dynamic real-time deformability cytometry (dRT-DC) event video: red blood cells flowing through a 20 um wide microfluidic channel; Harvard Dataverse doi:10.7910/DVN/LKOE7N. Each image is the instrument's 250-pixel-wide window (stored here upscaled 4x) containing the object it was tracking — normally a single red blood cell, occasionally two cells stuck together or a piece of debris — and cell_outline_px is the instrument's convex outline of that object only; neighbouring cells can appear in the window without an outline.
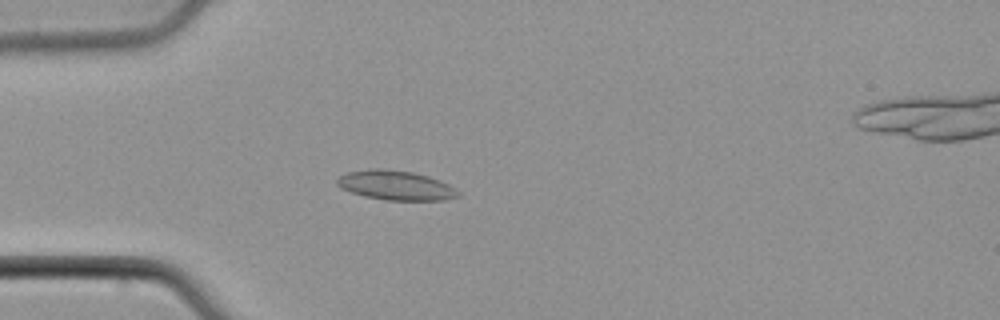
{"species": "common noctule bat (a hibernating species)", "species_latin": "Nyctalus noctula", "temperature_condition": "cold", "stored_images_in_passage": 51, "camera_frame_rate_fps": 3000, "um_per_image_px": 0.085, "animal": {"sex": "male", "body_mass_g": 21.5, "forearm_length_mm": 52.0}, "frame": {"image": 1, "passage_image": 15, "time_ms": 4.667, "image_size_px": [1000, 320], "cell_outline_px": [[460, 196], [444, 200], [384, 200], [364, 196], [340, 188], [336, 184], [336, 180], [340, 176], [348, 172], [372, 168], [380, 168], [412, 172], [428, 176], [440, 180], [448, 184], [460, 192]], "centroid_in_image_um": [33.64, 15.75], "position_along_channel_um": 51.4, "area_um2": 20.81}}
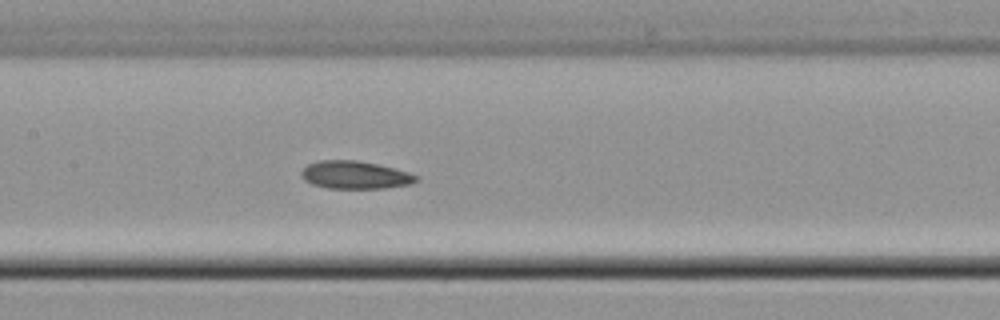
{"frame": {"image": 2, "passage_image": 25, "time_ms": 8.0, "image_size_px": [1000, 320], "cell_outline_px": [[420, 176], [416, 180], [408, 184], [384, 188], [328, 188], [312, 184], [304, 180], [300, 176], [300, 172], [308, 164], [320, 160], [356, 160], [376, 164], [408, 172]], "centroid_in_image_um": [30.13, 14.87], "position_along_channel_um": 177.3, "area_um2": 18.44}}
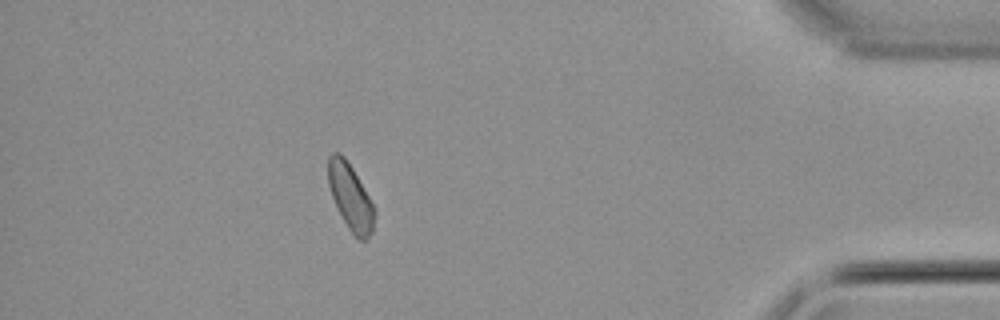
{"frame": {"image": 3, "passage_image": 45, "time_ms": 14.667, "image_size_px": [1000, 320], "cell_outline_px": [[376, 212], [372, 232], [364, 240], [360, 240], [348, 228], [332, 196], [328, 184], [328, 156], [332, 152], [340, 152], [344, 156], [352, 168], [368, 196]], "centroid_in_image_um": [29.78, 16.71], "position_along_channel_um": 405.4, "area_um2": 17.4}}